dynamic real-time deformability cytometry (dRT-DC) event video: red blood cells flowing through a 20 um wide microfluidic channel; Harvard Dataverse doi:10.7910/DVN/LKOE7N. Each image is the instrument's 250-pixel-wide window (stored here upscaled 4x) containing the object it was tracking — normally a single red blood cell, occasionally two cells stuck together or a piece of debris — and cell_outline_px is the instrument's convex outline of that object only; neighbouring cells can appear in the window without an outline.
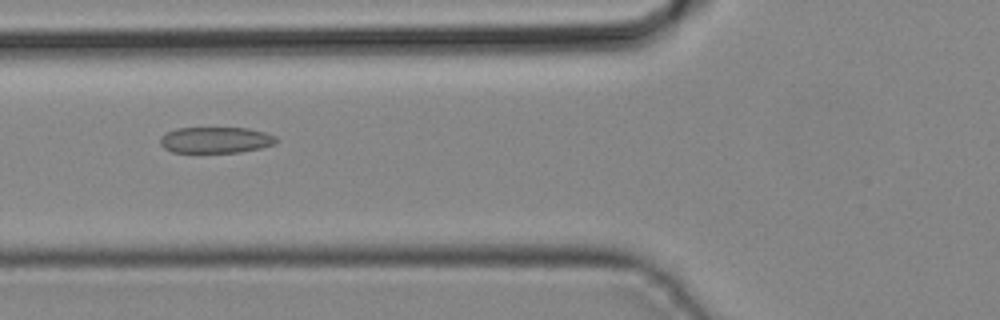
{"species": "common noctule bat (a hibernating species)", "species_latin": "Nyctalus noctula", "temperature_condition": "cold", "stored_images_in_passage": 36, "camera_frame_rate_fps": 3000, "um_per_image_px": 0.085, "animal": {"sex": "male", "body_mass_g": 19.2, "forearm_length_mm": 51.8}, "frame": {"image": 1, "passage_image": 10, "time_ms": 3.0, "image_size_px": [1000, 320], "cell_outline_px": [[280, 140], [276, 144], [260, 148], [240, 152], [172, 152], [164, 148], [160, 144], [160, 136], [176, 128], [248, 128], [264, 132], [276, 136]], "centroid_in_image_um": [18.36, 11.9], "position_along_channel_um": 107.4, "area_um2": 17.74}}
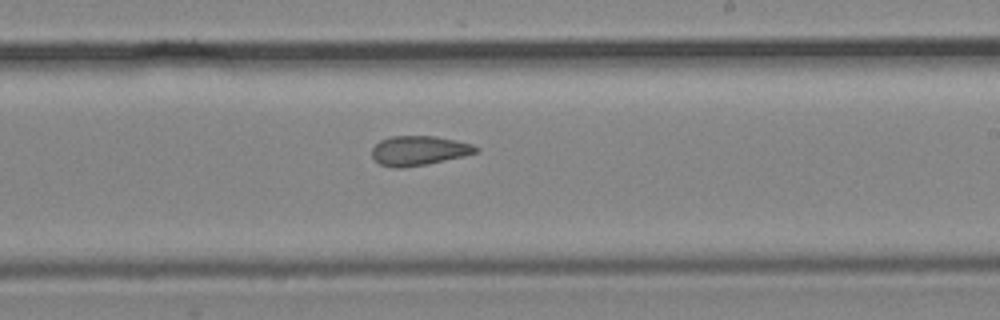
{"frame": {"image": 2, "passage_image": 19, "time_ms": 6.0, "image_size_px": [1000, 320], "cell_outline_px": [[480, 148], [476, 152], [464, 156], [428, 164], [404, 168], [392, 168], [380, 164], [372, 156], [372, 148], [380, 140], [392, 136], [436, 136], [456, 140], [472, 144]], "centroid_in_image_um": [35.6, 12.8], "position_along_channel_um": 253.4, "area_um2": 17.98}}
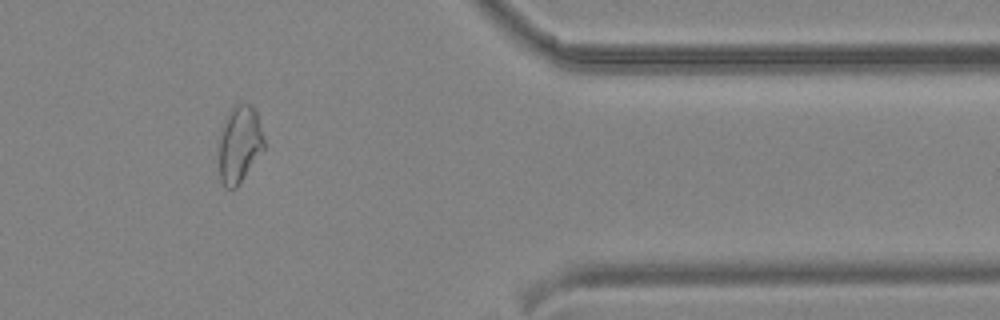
{"frame": {"image": 3, "passage_image": 29, "time_ms": 9.333, "image_size_px": [1000, 320], "cell_outline_px": [[264, 148], [236, 188], [228, 188], [220, 180], [220, 128], [228, 112], [232, 108], [240, 104], [248, 104], [256, 112], [264, 140]], "centroid_in_image_um": [20.34, 12.25], "position_along_channel_um": 391.1, "area_um2": 19.71}}